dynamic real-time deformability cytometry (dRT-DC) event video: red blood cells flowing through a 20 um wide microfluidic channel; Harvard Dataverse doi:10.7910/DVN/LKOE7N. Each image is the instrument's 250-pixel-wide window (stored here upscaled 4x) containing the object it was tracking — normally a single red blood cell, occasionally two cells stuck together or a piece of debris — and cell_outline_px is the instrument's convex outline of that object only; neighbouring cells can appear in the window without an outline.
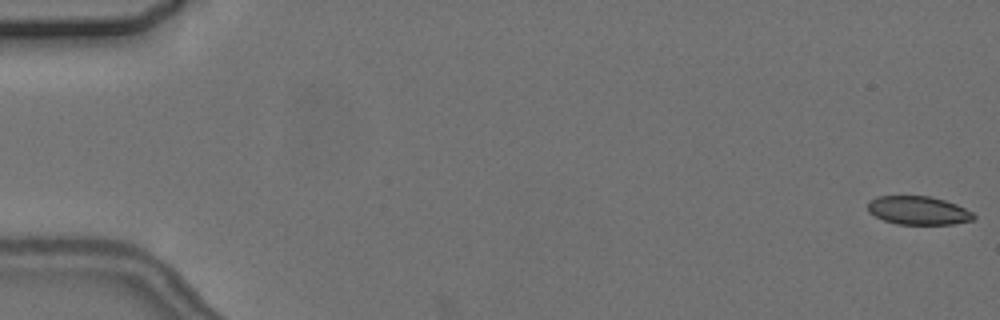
{"species": "common noctule bat (a hibernating species)", "species_latin": "Nyctalus noctula", "temperature_condition": "cold", "stored_images_in_passage": 6, "camera_frame_rate_fps": 3000, "um_per_image_px": 0.085, "animal": {"sex": "female", "body_mass_g": 24.6, "forearm_length_mm": 56.2}, "frame": {"image": 1, "passage_image": 1, "time_ms": 0.0, "image_size_px": [1000, 320], "cell_outline_px": [[976, 216], [972, 220], [952, 224], [896, 224], [884, 220], [868, 212], [868, 204], [872, 200], [880, 196], [928, 196], [944, 200], [956, 204], [972, 212]], "centroid_in_image_um": [78.06, 17.89], "position_along_channel_um": 6.9, "area_um2": 17.34}}